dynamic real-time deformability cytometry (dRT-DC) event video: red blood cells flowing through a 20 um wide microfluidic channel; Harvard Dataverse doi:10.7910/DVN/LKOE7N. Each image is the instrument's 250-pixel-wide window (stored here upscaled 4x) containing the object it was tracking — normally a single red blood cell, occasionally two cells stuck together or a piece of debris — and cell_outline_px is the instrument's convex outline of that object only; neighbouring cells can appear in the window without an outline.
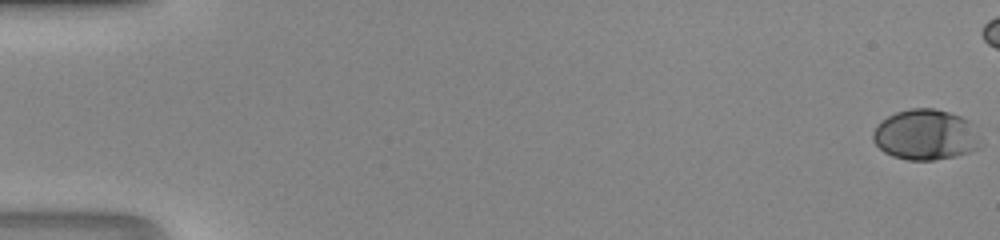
{"species": "human", "species_latin": "Homo sapiens", "temperature_condition": "room temperature", "stored_images_in_passage": 44, "camera_frame_rate_fps": 3000, "um_per_image_px": 0.085, "donor": {"sex": "male"}, "frame": {"image": 1, "passage_image": 1, "time_ms": 0.0, "image_size_px": [1000, 240], "cell_outline_px": [[984, 144], [980, 148], [956, 156], [932, 160], [908, 160], [892, 156], [884, 152], [872, 140], [872, 132], [876, 124], [888, 116], [896, 112], [908, 108], [936, 108], [960, 116], [968, 120], [972, 124]], "centroid_in_image_um": [78.68, 11.45], "position_along_channel_um": 6.3, "area_um2": 32.08}}
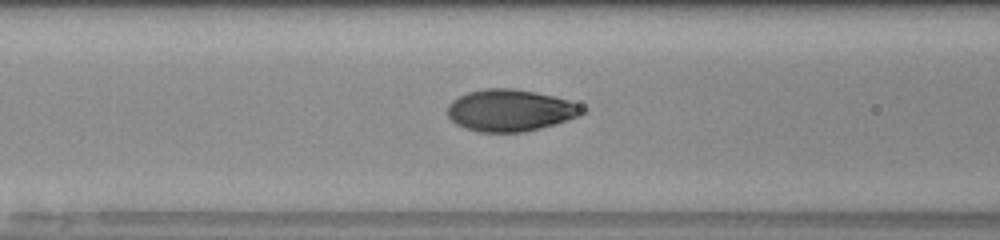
{"frame": {"image": 2, "passage_image": 22, "time_ms": 7.0, "image_size_px": [1000, 240], "cell_outline_px": [[588, 112], [580, 116], [556, 124], [524, 132], [480, 132], [456, 124], [448, 116], [448, 104], [452, 100], [468, 92], [484, 88], [512, 88], [536, 92], [568, 100], [588, 108]], "centroid_in_image_um": [43.42, 9.38], "position_along_channel_um": 123.2, "area_um2": 33.0}}
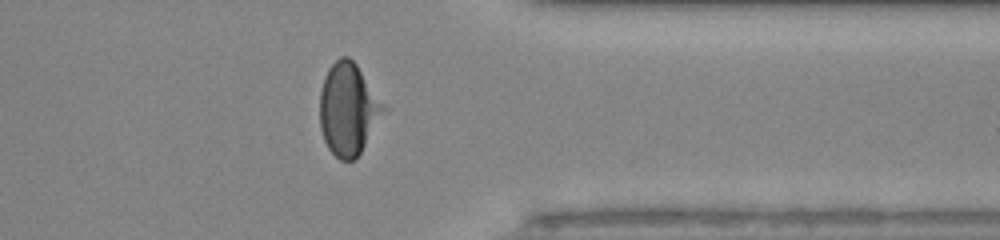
{"frame": {"image": 3, "passage_image": 40, "time_ms": 13.0, "image_size_px": [1000, 240], "cell_outline_px": [[388, 108], [356, 160], [340, 160], [328, 148], [324, 140], [320, 128], [320, 92], [324, 76], [328, 68], [340, 56], [348, 56], [356, 64]], "centroid_in_image_um": [29.61, 9.28], "position_along_channel_um": 381.8, "area_um2": 34.39}}